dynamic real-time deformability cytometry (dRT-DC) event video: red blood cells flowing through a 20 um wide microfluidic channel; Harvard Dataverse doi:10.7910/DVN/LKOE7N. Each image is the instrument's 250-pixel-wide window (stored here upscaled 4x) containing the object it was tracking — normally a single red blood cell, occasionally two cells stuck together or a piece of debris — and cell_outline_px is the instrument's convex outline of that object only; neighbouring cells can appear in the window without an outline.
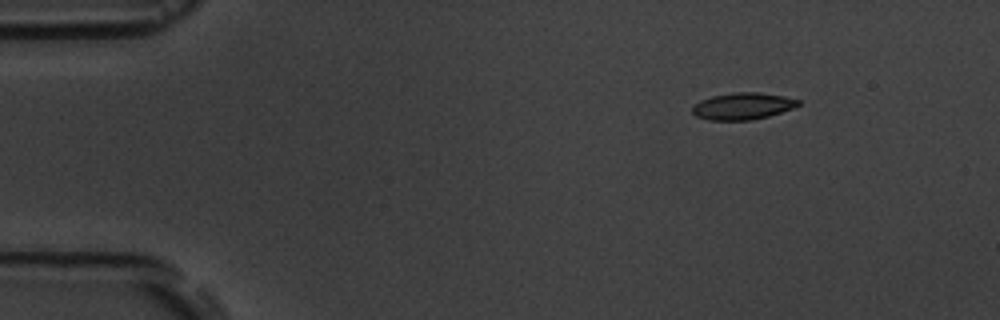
{"species": "common noctule bat (a hibernating species)", "species_latin": "Nyctalus noctula", "temperature_condition": "room temperature", "stored_images_in_passage": 6, "segment_of_instrument_passage": [2, 2], "camera_frame_rate_fps": 3000, "um_per_image_px": 0.085, "animal": {"sex": "male", "body_mass_g": 19.5, "forearm_length_mm": 54.6}, "frame": {"image": 1, "passage_image": 6, "time_ms": 6.0, "image_size_px": [1000, 320], "cell_outline_px": [[800, 104], [792, 108], [768, 116], [752, 120], [708, 120], [696, 116], [692, 112], [692, 108], [700, 100], [712, 96], [732, 92], [756, 92], [784, 96], [800, 100]], "centroid_in_image_um": [63.11, 9.02], "position_along_channel_um": 21.9, "area_um2": 16.47}}